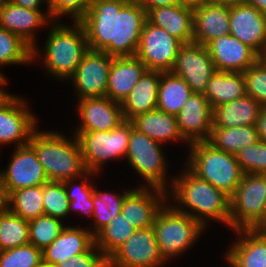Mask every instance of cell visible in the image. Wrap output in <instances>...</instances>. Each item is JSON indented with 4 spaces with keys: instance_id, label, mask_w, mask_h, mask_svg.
I'll list each match as a JSON object with an SVG mask.
<instances>
[{
    "instance_id": "obj_1",
    "label": "cell",
    "mask_w": 266,
    "mask_h": 267,
    "mask_svg": "<svg viewBox=\"0 0 266 267\" xmlns=\"http://www.w3.org/2000/svg\"><path fill=\"white\" fill-rule=\"evenodd\" d=\"M147 12L132 0H91L80 20L89 49L103 51L112 57L135 56Z\"/></svg>"
},
{
    "instance_id": "obj_2",
    "label": "cell",
    "mask_w": 266,
    "mask_h": 267,
    "mask_svg": "<svg viewBox=\"0 0 266 267\" xmlns=\"http://www.w3.org/2000/svg\"><path fill=\"white\" fill-rule=\"evenodd\" d=\"M185 168L179 176L169 180L171 190L167 199L177 201L172 203L177 210L198 220L205 228L210 220L230 227V198L208 181L200 179L187 166Z\"/></svg>"
},
{
    "instance_id": "obj_3",
    "label": "cell",
    "mask_w": 266,
    "mask_h": 267,
    "mask_svg": "<svg viewBox=\"0 0 266 267\" xmlns=\"http://www.w3.org/2000/svg\"><path fill=\"white\" fill-rule=\"evenodd\" d=\"M59 133L38 131L37 128L28 143L36 152L47 178L54 182L79 178L87 172L76 135L70 139Z\"/></svg>"
},
{
    "instance_id": "obj_4",
    "label": "cell",
    "mask_w": 266,
    "mask_h": 267,
    "mask_svg": "<svg viewBox=\"0 0 266 267\" xmlns=\"http://www.w3.org/2000/svg\"><path fill=\"white\" fill-rule=\"evenodd\" d=\"M59 22L58 19L50 25L41 59L46 74H51L57 80H68L75 73L89 46L85 28L80 21H74L73 26Z\"/></svg>"
},
{
    "instance_id": "obj_5",
    "label": "cell",
    "mask_w": 266,
    "mask_h": 267,
    "mask_svg": "<svg viewBox=\"0 0 266 267\" xmlns=\"http://www.w3.org/2000/svg\"><path fill=\"white\" fill-rule=\"evenodd\" d=\"M189 148L186 166L230 198L244 175L235 155L216 149L208 141H195Z\"/></svg>"
},
{
    "instance_id": "obj_6",
    "label": "cell",
    "mask_w": 266,
    "mask_h": 267,
    "mask_svg": "<svg viewBox=\"0 0 266 267\" xmlns=\"http://www.w3.org/2000/svg\"><path fill=\"white\" fill-rule=\"evenodd\" d=\"M159 209L152 223L162 260L166 263L180 256L198 241L205 227L190 215L177 210L173 205ZM204 230V231H203Z\"/></svg>"
},
{
    "instance_id": "obj_7",
    "label": "cell",
    "mask_w": 266,
    "mask_h": 267,
    "mask_svg": "<svg viewBox=\"0 0 266 267\" xmlns=\"http://www.w3.org/2000/svg\"><path fill=\"white\" fill-rule=\"evenodd\" d=\"M266 224V174L244 173L230 197V228L254 229Z\"/></svg>"
},
{
    "instance_id": "obj_8",
    "label": "cell",
    "mask_w": 266,
    "mask_h": 267,
    "mask_svg": "<svg viewBox=\"0 0 266 267\" xmlns=\"http://www.w3.org/2000/svg\"><path fill=\"white\" fill-rule=\"evenodd\" d=\"M132 128L131 120L124 119L111 131L74 132L87 171L98 174L107 161L125 158Z\"/></svg>"
},
{
    "instance_id": "obj_9",
    "label": "cell",
    "mask_w": 266,
    "mask_h": 267,
    "mask_svg": "<svg viewBox=\"0 0 266 267\" xmlns=\"http://www.w3.org/2000/svg\"><path fill=\"white\" fill-rule=\"evenodd\" d=\"M161 143L152 140L146 134L131 129L127 154L129 164L146 181L147 187H156L168 191L166 156ZM167 161V163H166ZM167 184V185H166Z\"/></svg>"
},
{
    "instance_id": "obj_10",
    "label": "cell",
    "mask_w": 266,
    "mask_h": 267,
    "mask_svg": "<svg viewBox=\"0 0 266 267\" xmlns=\"http://www.w3.org/2000/svg\"><path fill=\"white\" fill-rule=\"evenodd\" d=\"M9 165L0 171V191L5 200L13 191L49 182L34 149L29 145L15 147Z\"/></svg>"
},
{
    "instance_id": "obj_11",
    "label": "cell",
    "mask_w": 266,
    "mask_h": 267,
    "mask_svg": "<svg viewBox=\"0 0 266 267\" xmlns=\"http://www.w3.org/2000/svg\"><path fill=\"white\" fill-rule=\"evenodd\" d=\"M183 43L164 29L146 20L136 53L147 70L170 71Z\"/></svg>"
},
{
    "instance_id": "obj_12",
    "label": "cell",
    "mask_w": 266,
    "mask_h": 267,
    "mask_svg": "<svg viewBox=\"0 0 266 267\" xmlns=\"http://www.w3.org/2000/svg\"><path fill=\"white\" fill-rule=\"evenodd\" d=\"M24 99L9 94L0 103V145L15 143V147L27 145L37 129V118L26 108ZM30 111V112H29Z\"/></svg>"
},
{
    "instance_id": "obj_13",
    "label": "cell",
    "mask_w": 266,
    "mask_h": 267,
    "mask_svg": "<svg viewBox=\"0 0 266 267\" xmlns=\"http://www.w3.org/2000/svg\"><path fill=\"white\" fill-rule=\"evenodd\" d=\"M108 261L112 267H161L165 263L152 226L136 229Z\"/></svg>"
},
{
    "instance_id": "obj_14",
    "label": "cell",
    "mask_w": 266,
    "mask_h": 267,
    "mask_svg": "<svg viewBox=\"0 0 266 267\" xmlns=\"http://www.w3.org/2000/svg\"><path fill=\"white\" fill-rule=\"evenodd\" d=\"M170 72L182 77L193 93L204 94L216 69L207 47L192 42L180 47Z\"/></svg>"
},
{
    "instance_id": "obj_15",
    "label": "cell",
    "mask_w": 266,
    "mask_h": 267,
    "mask_svg": "<svg viewBox=\"0 0 266 267\" xmlns=\"http://www.w3.org/2000/svg\"><path fill=\"white\" fill-rule=\"evenodd\" d=\"M114 57L103 51L89 49L69 78L74 83L78 100L106 96L109 69Z\"/></svg>"
},
{
    "instance_id": "obj_16",
    "label": "cell",
    "mask_w": 266,
    "mask_h": 267,
    "mask_svg": "<svg viewBox=\"0 0 266 267\" xmlns=\"http://www.w3.org/2000/svg\"><path fill=\"white\" fill-rule=\"evenodd\" d=\"M167 192L160 188L147 187L143 183L126 195L120 213L136 229L150 227L166 200L170 202V199H166Z\"/></svg>"
},
{
    "instance_id": "obj_17",
    "label": "cell",
    "mask_w": 266,
    "mask_h": 267,
    "mask_svg": "<svg viewBox=\"0 0 266 267\" xmlns=\"http://www.w3.org/2000/svg\"><path fill=\"white\" fill-rule=\"evenodd\" d=\"M53 20L46 10H31L17 6L11 2L0 9V27L19 36L32 48V61H36L40 53L35 45V30L51 24Z\"/></svg>"
},
{
    "instance_id": "obj_18",
    "label": "cell",
    "mask_w": 266,
    "mask_h": 267,
    "mask_svg": "<svg viewBox=\"0 0 266 267\" xmlns=\"http://www.w3.org/2000/svg\"><path fill=\"white\" fill-rule=\"evenodd\" d=\"M230 35L251 47L260 57L266 55V15L255 7L230 6Z\"/></svg>"
},
{
    "instance_id": "obj_19",
    "label": "cell",
    "mask_w": 266,
    "mask_h": 267,
    "mask_svg": "<svg viewBox=\"0 0 266 267\" xmlns=\"http://www.w3.org/2000/svg\"><path fill=\"white\" fill-rule=\"evenodd\" d=\"M77 101V116L81 120L74 132L111 131L124 120L121 104L106 96Z\"/></svg>"
},
{
    "instance_id": "obj_20",
    "label": "cell",
    "mask_w": 266,
    "mask_h": 267,
    "mask_svg": "<svg viewBox=\"0 0 266 267\" xmlns=\"http://www.w3.org/2000/svg\"><path fill=\"white\" fill-rule=\"evenodd\" d=\"M206 47L216 71L243 72L260 58L251 47L230 34L212 40Z\"/></svg>"
},
{
    "instance_id": "obj_21",
    "label": "cell",
    "mask_w": 266,
    "mask_h": 267,
    "mask_svg": "<svg viewBox=\"0 0 266 267\" xmlns=\"http://www.w3.org/2000/svg\"><path fill=\"white\" fill-rule=\"evenodd\" d=\"M213 109L208 99L192 93L176 116L181 135L189 142L208 141L212 133Z\"/></svg>"
},
{
    "instance_id": "obj_22",
    "label": "cell",
    "mask_w": 266,
    "mask_h": 267,
    "mask_svg": "<svg viewBox=\"0 0 266 267\" xmlns=\"http://www.w3.org/2000/svg\"><path fill=\"white\" fill-rule=\"evenodd\" d=\"M230 34V7L209 2L193 10V42L207 46Z\"/></svg>"
},
{
    "instance_id": "obj_23",
    "label": "cell",
    "mask_w": 266,
    "mask_h": 267,
    "mask_svg": "<svg viewBox=\"0 0 266 267\" xmlns=\"http://www.w3.org/2000/svg\"><path fill=\"white\" fill-rule=\"evenodd\" d=\"M146 70L145 64L136 56L114 57L109 69L106 97L121 104Z\"/></svg>"
},
{
    "instance_id": "obj_24",
    "label": "cell",
    "mask_w": 266,
    "mask_h": 267,
    "mask_svg": "<svg viewBox=\"0 0 266 267\" xmlns=\"http://www.w3.org/2000/svg\"><path fill=\"white\" fill-rule=\"evenodd\" d=\"M225 258L230 267H266V240L255 229H236Z\"/></svg>"
},
{
    "instance_id": "obj_25",
    "label": "cell",
    "mask_w": 266,
    "mask_h": 267,
    "mask_svg": "<svg viewBox=\"0 0 266 267\" xmlns=\"http://www.w3.org/2000/svg\"><path fill=\"white\" fill-rule=\"evenodd\" d=\"M91 228L66 226L60 235L42 250L43 262L56 265L70 257L86 252L94 244Z\"/></svg>"
},
{
    "instance_id": "obj_26",
    "label": "cell",
    "mask_w": 266,
    "mask_h": 267,
    "mask_svg": "<svg viewBox=\"0 0 266 267\" xmlns=\"http://www.w3.org/2000/svg\"><path fill=\"white\" fill-rule=\"evenodd\" d=\"M160 71L146 70L137 84L121 103L123 118L131 120L136 115L157 109Z\"/></svg>"
},
{
    "instance_id": "obj_27",
    "label": "cell",
    "mask_w": 266,
    "mask_h": 267,
    "mask_svg": "<svg viewBox=\"0 0 266 267\" xmlns=\"http://www.w3.org/2000/svg\"><path fill=\"white\" fill-rule=\"evenodd\" d=\"M147 20L164 29L183 44L193 42V10L180 4L150 9Z\"/></svg>"
},
{
    "instance_id": "obj_28",
    "label": "cell",
    "mask_w": 266,
    "mask_h": 267,
    "mask_svg": "<svg viewBox=\"0 0 266 267\" xmlns=\"http://www.w3.org/2000/svg\"><path fill=\"white\" fill-rule=\"evenodd\" d=\"M133 128L161 144L182 141L190 144L182 135L177 117L158 109L141 113L131 119Z\"/></svg>"
},
{
    "instance_id": "obj_29",
    "label": "cell",
    "mask_w": 266,
    "mask_h": 267,
    "mask_svg": "<svg viewBox=\"0 0 266 267\" xmlns=\"http://www.w3.org/2000/svg\"><path fill=\"white\" fill-rule=\"evenodd\" d=\"M262 108L251 96L245 95L213 108L212 127L255 125Z\"/></svg>"
},
{
    "instance_id": "obj_30",
    "label": "cell",
    "mask_w": 266,
    "mask_h": 267,
    "mask_svg": "<svg viewBox=\"0 0 266 267\" xmlns=\"http://www.w3.org/2000/svg\"><path fill=\"white\" fill-rule=\"evenodd\" d=\"M213 108L242 98L246 93L242 72L216 71L210 78L203 94Z\"/></svg>"
},
{
    "instance_id": "obj_31",
    "label": "cell",
    "mask_w": 266,
    "mask_h": 267,
    "mask_svg": "<svg viewBox=\"0 0 266 267\" xmlns=\"http://www.w3.org/2000/svg\"><path fill=\"white\" fill-rule=\"evenodd\" d=\"M192 93V89L182 77L174 75L170 71H160L158 110L177 116Z\"/></svg>"
},
{
    "instance_id": "obj_32",
    "label": "cell",
    "mask_w": 266,
    "mask_h": 267,
    "mask_svg": "<svg viewBox=\"0 0 266 267\" xmlns=\"http://www.w3.org/2000/svg\"><path fill=\"white\" fill-rule=\"evenodd\" d=\"M259 140L255 125L235 126L232 128L212 127L208 140L216 149L235 155L246 146Z\"/></svg>"
},
{
    "instance_id": "obj_33",
    "label": "cell",
    "mask_w": 266,
    "mask_h": 267,
    "mask_svg": "<svg viewBox=\"0 0 266 267\" xmlns=\"http://www.w3.org/2000/svg\"><path fill=\"white\" fill-rule=\"evenodd\" d=\"M4 205L26 221L43 215V185L13 191L4 200Z\"/></svg>"
},
{
    "instance_id": "obj_34",
    "label": "cell",
    "mask_w": 266,
    "mask_h": 267,
    "mask_svg": "<svg viewBox=\"0 0 266 267\" xmlns=\"http://www.w3.org/2000/svg\"><path fill=\"white\" fill-rule=\"evenodd\" d=\"M135 230L136 228L120 213L94 236V244L109 258Z\"/></svg>"
},
{
    "instance_id": "obj_35",
    "label": "cell",
    "mask_w": 266,
    "mask_h": 267,
    "mask_svg": "<svg viewBox=\"0 0 266 267\" xmlns=\"http://www.w3.org/2000/svg\"><path fill=\"white\" fill-rule=\"evenodd\" d=\"M29 224L5 205L0 208V251L29 244Z\"/></svg>"
},
{
    "instance_id": "obj_36",
    "label": "cell",
    "mask_w": 266,
    "mask_h": 267,
    "mask_svg": "<svg viewBox=\"0 0 266 267\" xmlns=\"http://www.w3.org/2000/svg\"><path fill=\"white\" fill-rule=\"evenodd\" d=\"M132 189H127L123 193L103 192L94 188L93 193V219L94 227L90 230L92 235L95 236L103 227L109 224V222L120 214L122 205L126 195Z\"/></svg>"
},
{
    "instance_id": "obj_37",
    "label": "cell",
    "mask_w": 266,
    "mask_h": 267,
    "mask_svg": "<svg viewBox=\"0 0 266 267\" xmlns=\"http://www.w3.org/2000/svg\"><path fill=\"white\" fill-rule=\"evenodd\" d=\"M94 174L97 175L90 171L82 174L79 177V181L82 179L79 185L73 183L74 181H77L78 178L63 181L67 197L70 201L69 213H71V211H76L79 214L81 213L88 217H93V193L95 186L87 180H89V178L91 180V176H95Z\"/></svg>"
},
{
    "instance_id": "obj_38",
    "label": "cell",
    "mask_w": 266,
    "mask_h": 267,
    "mask_svg": "<svg viewBox=\"0 0 266 267\" xmlns=\"http://www.w3.org/2000/svg\"><path fill=\"white\" fill-rule=\"evenodd\" d=\"M32 62V48L19 36L0 27V65Z\"/></svg>"
},
{
    "instance_id": "obj_39",
    "label": "cell",
    "mask_w": 266,
    "mask_h": 267,
    "mask_svg": "<svg viewBox=\"0 0 266 267\" xmlns=\"http://www.w3.org/2000/svg\"><path fill=\"white\" fill-rule=\"evenodd\" d=\"M28 224L29 241L41 250L49 246L65 227L62 220L46 214L28 221Z\"/></svg>"
},
{
    "instance_id": "obj_40",
    "label": "cell",
    "mask_w": 266,
    "mask_h": 267,
    "mask_svg": "<svg viewBox=\"0 0 266 267\" xmlns=\"http://www.w3.org/2000/svg\"><path fill=\"white\" fill-rule=\"evenodd\" d=\"M69 204L63 182L49 181L43 184L44 214L62 220L69 215Z\"/></svg>"
},
{
    "instance_id": "obj_41",
    "label": "cell",
    "mask_w": 266,
    "mask_h": 267,
    "mask_svg": "<svg viewBox=\"0 0 266 267\" xmlns=\"http://www.w3.org/2000/svg\"><path fill=\"white\" fill-rule=\"evenodd\" d=\"M42 261V250L31 243L0 251V267H35Z\"/></svg>"
},
{
    "instance_id": "obj_42",
    "label": "cell",
    "mask_w": 266,
    "mask_h": 267,
    "mask_svg": "<svg viewBox=\"0 0 266 267\" xmlns=\"http://www.w3.org/2000/svg\"><path fill=\"white\" fill-rule=\"evenodd\" d=\"M242 73L247 95L266 108V60L260 57Z\"/></svg>"
},
{
    "instance_id": "obj_43",
    "label": "cell",
    "mask_w": 266,
    "mask_h": 267,
    "mask_svg": "<svg viewBox=\"0 0 266 267\" xmlns=\"http://www.w3.org/2000/svg\"><path fill=\"white\" fill-rule=\"evenodd\" d=\"M244 173L266 174V142L258 140L235 154Z\"/></svg>"
},
{
    "instance_id": "obj_44",
    "label": "cell",
    "mask_w": 266,
    "mask_h": 267,
    "mask_svg": "<svg viewBox=\"0 0 266 267\" xmlns=\"http://www.w3.org/2000/svg\"><path fill=\"white\" fill-rule=\"evenodd\" d=\"M47 10L53 21L71 15L74 21H80L90 8L91 0H47Z\"/></svg>"
},
{
    "instance_id": "obj_45",
    "label": "cell",
    "mask_w": 266,
    "mask_h": 267,
    "mask_svg": "<svg viewBox=\"0 0 266 267\" xmlns=\"http://www.w3.org/2000/svg\"><path fill=\"white\" fill-rule=\"evenodd\" d=\"M108 258L93 244L86 252L58 262L57 267H106Z\"/></svg>"
},
{
    "instance_id": "obj_46",
    "label": "cell",
    "mask_w": 266,
    "mask_h": 267,
    "mask_svg": "<svg viewBox=\"0 0 266 267\" xmlns=\"http://www.w3.org/2000/svg\"><path fill=\"white\" fill-rule=\"evenodd\" d=\"M138 3L145 9L146 12L158 7L180 4L179 0H138Z\"/></svg>"
},
{
    "instance_id": "obj_47",
    "label": "cell",
    "mask_w": 266,
    "mask_h": 267,
    "mask_svg": "<svg viewBox=\"0 0 266 267\" xmlns=\"http://www.w3.org/2000/svg\"><path fill=\"white\" fill-rule=\"evenodd\" d=\"M258 138L266 142V108H262L255 124Z\"/></svg>"
},
{
    "instance_id": "obj_48",
    "label": "cell",
    "mask_w": 266,
    "mask_h": 267,
    "mask_svg": "<svg viewBox=\"0 0 266 267\" xmlns=\"http://www.w3.org/2000/svg\"><path fill=\"white\" fill-rule=\"evenodd\" d=\"M42 1L47 0H9L12 4L31 10H41Z\"/></svg>"
},
{
    "instance_id": "obj_49",
    "label": "cell",
    "mask_w": 266,
    "mask_h": 267,
    "mask_svg": "<svg viewBox=\"0 0 266 267\" xmlns=\"http://www.w3.org/2000/svg\"><path fill=\"white\" fill-rule=\"evenodd\" d=\"M212 2V0H179L181 6L194 10L202 5Z\"/></svg>"
},
{
    "instance_id": "obj_50",
    "label": "cell",
    "mask_w": 266,
    "mask_h": 267,
    "mask_svg": "<svg viewBox=\"0 0 266 267\" xmlns=\"http://www.w3.org/2000/svg\"><path fill=\"white\" fill-rule=\"evenodd\" d=\"M247 5L255 7L262 14L266 15V0H247Z\"/></svg>"
},
{
    "instance_id": "obj_51",
    "label": "cell",
    "mask_w": 266,
    "mask_h": 267,
    "mask_svg": "<svg viewBox=\"0 0 266 267\" xmlns=\"http://www.w3.org/2000/svg\"><path fill=\"white\" fill-rule=\"evenodd\" d=\"M213 2L224 4L225 6H235L247 4V0H212Z\"/></svg>"
},
{
    "instance_id": "obj_52",
    "label": "cell",
    "mask_w": 266,
    "mask_h": 267,
    "mask_svg": "<svg viewBox=\"0 0 266 267\" xmlns=\"http://www.w3.org/2000/svg\"><path fill=\"white\" fill-rule=\"evenodd\" d=\"M7 83V80H0V103L10 94L3 89Z\"/></svg>"
},
{
    "instance_id": "obj_53",
    "label": "cell",
    "mask_w": 266,
    "mask_h": 267,
    "mask_svg": "<svg viewBox=\"0 0 266 267\" xmlns=\"http://www.w3.org/2000/svg\"><path fill=\"white\" fill-rule=\"evenodd\" d=\"M266 240V224L254 228Z\"/></svg>"
},
{
    "instance_id": "obj_54",
    "label": "cell",
    "mask_w": 266,
    "mask_h": 267,
    "mask_svg": "<svg viewBox=\"0 0 266 267\" xmlns=\"http://www.w3.org/2000/svg\"><path fill=\"white\" fill-rule=\"evenodd\" d=\"M35 267H57L56 265H52V264H48L45 262H41L39 265L35 266Z\"/></svg>"
},
{
    "instance_id": "obj_55",
    "label": "cell",
    "mask_w": 266,
    "mask_h": 267,
    "mask_svg": "<svg viewBox=\"0 0 266 267\" xmlns=\"http://www.w3.org/2000/svg\"><path fill=\"white\" fill-rule=\"evenodd\" d=\"M8 2L9 0H0V9Z\"/></svg>"
},
{
    "instance_id": "obj_56",
    "label": "cell",
    "mask_w": 266,
    "mask_h": 267,
    "mask_svg": "<svg viewBox=\"0 0 266 267\" xmlns=\"http://www.w3.org/2000/svg\"><path fill=\"white\" fill-rule=\"evenodd\" d=\"M4 205V200L2 198V195H1V191H0V208Z\"/></svg>"
},
{
    "instance_id": "obj_57",
    "label": "cell",
    "mask_w": 266,
    "mask_h": 267,
    "mask_svg": "<svg viewBox=\"0 0 266 267\" xmlns=\"http://www.w3.org/2000/svg\"><path fill=\"white\" fill-rule=\"evenodd\" d=\"M0 80H6V77L0 71Z\"/></svg>"
}]
</instances>
